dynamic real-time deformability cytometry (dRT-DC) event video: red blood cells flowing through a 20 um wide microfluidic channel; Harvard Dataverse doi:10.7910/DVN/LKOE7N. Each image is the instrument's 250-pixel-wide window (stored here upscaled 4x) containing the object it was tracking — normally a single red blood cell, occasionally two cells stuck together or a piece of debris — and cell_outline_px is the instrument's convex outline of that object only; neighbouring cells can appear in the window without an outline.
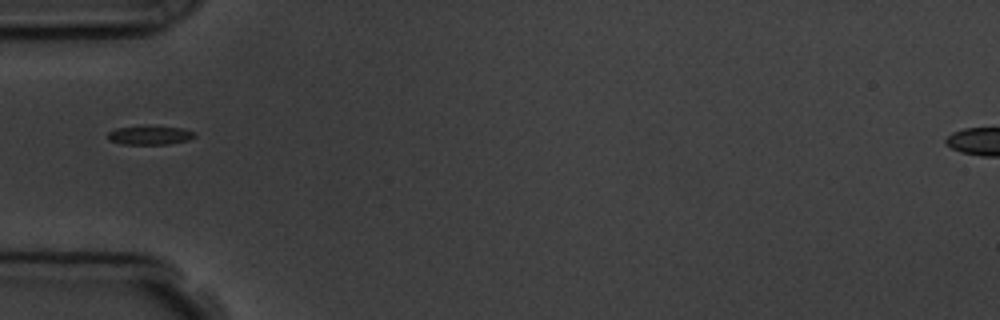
{"species": "common noctule bat (a hibernating species)", "species_latin": "Nyctalus noctula", "temperature_condition": "room temperature", "stored_images_in_passage": 5, "camera_frame_rate_fps": 3000, "um_per_image_px": 0.085, "animal": {"sex": "male", "body_mass_g": 19.5, "forearm_length_mm": 54.6}, "frame": {"image": 1, "passage_image": 5, "time_ms": 5.667, "image_size_px": [1000, 320], "cell_outline_px": [[196, 136], [188, 140], [168, 144], [120, 144], [108, 140], [108, 132], [116, 128], [148, 124], [184, 128], [196, 132]], "centroid_in_image_um": [12.75, 11.46], "position_along_channel_um": 72.3, "area_um2": 10.06}}